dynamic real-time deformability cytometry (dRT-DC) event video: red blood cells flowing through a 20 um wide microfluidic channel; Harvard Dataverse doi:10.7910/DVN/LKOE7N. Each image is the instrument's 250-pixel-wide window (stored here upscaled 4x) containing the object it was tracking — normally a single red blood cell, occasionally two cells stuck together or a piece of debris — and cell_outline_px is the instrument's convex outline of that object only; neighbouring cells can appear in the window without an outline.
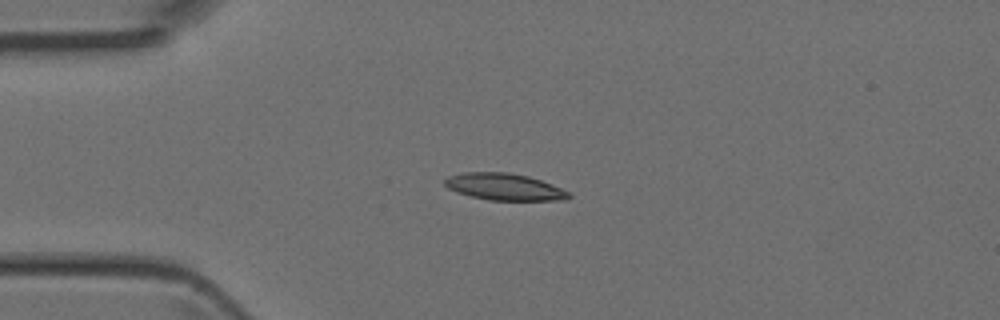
{"species": "Egyptian fruit bat (a non-hibernating species)", "species_latin": "Rousettus aegyptiacus", "temperature_condition": "room temperature", "stored_images_in_passage": 3, "camera_frame_rate_fps": 3000, "um_per_image_px": 0.085, "animal": {"sex": "female"}, "frame": {"image": 1, "passage_image": 2, "time_ms": 0.333, "image_size_px": [1000, 320], "cell_outline_px": [[572, 196], [568, 200], [488, 200], [456, 192], [448, 188], [444, 184], [444, 180], [448, 176], [464, 172], [508, 172], [528, 176], [552, 184], [568, 192]], "centroid_in_image_um": [42.86, 15.88], "position_along_channel_um": 42.1, "area_um2": 19.36}}